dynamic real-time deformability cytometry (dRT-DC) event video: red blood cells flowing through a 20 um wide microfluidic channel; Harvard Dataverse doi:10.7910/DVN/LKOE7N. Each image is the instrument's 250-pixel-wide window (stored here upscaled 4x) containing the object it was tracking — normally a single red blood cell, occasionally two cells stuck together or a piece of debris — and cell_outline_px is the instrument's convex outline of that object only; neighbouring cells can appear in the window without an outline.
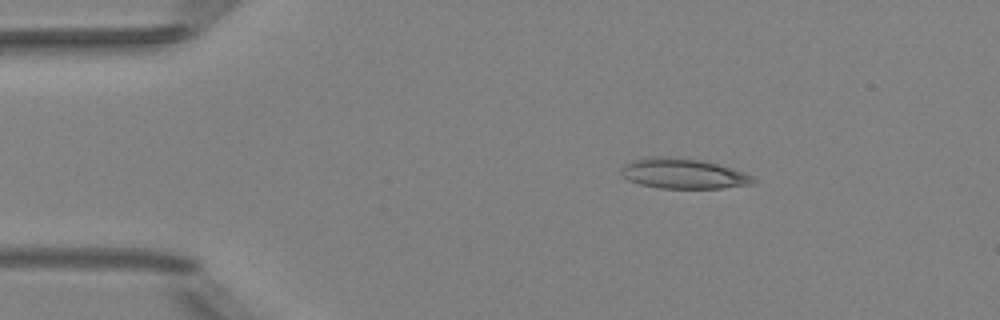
{"species": "Egyptian fruit bat (a non-hibernating species)", "species_latin": "Rousettus aegyptiacus", "temperature_condition": "room temperature", "stored_images_in_passage": 43, "camera_frame_rate_fps": 3000, "um_per_image_px": 0.085, "animal": {"sex": "female"}, "frame": {"image": 1, "passage_image": 1, "time_ms": 0.0, "image_size_px": [1000, 320], "cell_outline_px": [[760, 180], [756, 184], [720, 188], [660, 188], [640, 184], [628, 180], [620, 172], [620, 168], [624, 164], [636, 160], [652, 156], [668, 156], [704, 160], [744, 172]], "centroid_in_image_um": [58.12, 14.75], "position_along_channel_um": 26.9, "area_um2": 23.41}}
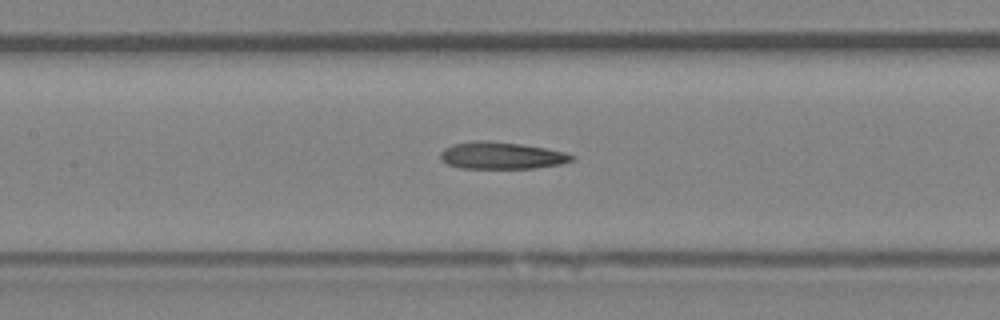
{"frame": {"image": 2, "passage_image": 16, "time_ms": 5.0, "image_size_px": [1000, 320], "cell_outline_px": [[576, 160], [560, 164], [532, 168], [460, 168], [448, 164], [440, 160], [440, 152], [444, 148], [452, 144], [484, 140], [520, 144], [544, 148], [564, 152], [576, 156]], "centroid_in_image_um": [42.62, 13.23], "position_along_channel_um": 164.8, "area_um2": 20.58}}
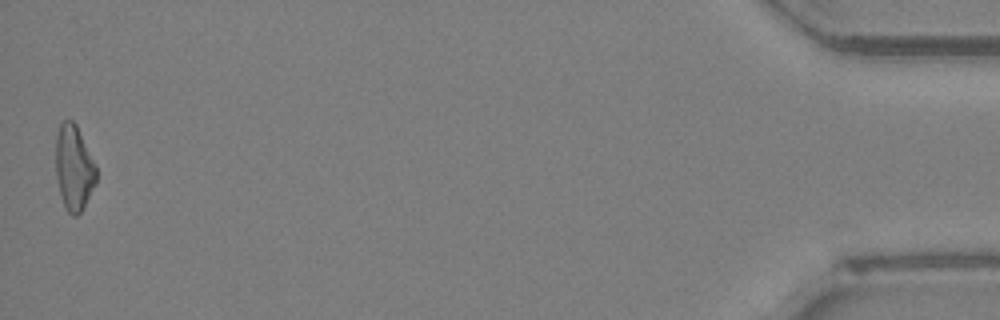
{"frame": {"image": 3, "passage_image": 43, "time_ms": 14.0, "image_size_px": [1000, 320], "cell_outline_px": [[96, 184], [80, 212], [76, 216], [72, 216], [64, 208], [56, 176], [56, 136], [60, 124], [64, 120], [72, 120], [76, 124], [96, 168]], "centroid_in_image_um": [6.26, 14.28], "position_along_channel_um": 428.9, "area_um2": 19.83}, "authors_computed_cell_mechanics": {"area_um2": 20.5768, "velocity_mm_per_s": 4.0141, "shape_relaxation_time_tau1_ms": null, "shape_relaxation_time_tau2_ms": 4.6674, "deformation_change_tau1": null, "deformation_change_tau2": 0.198}}